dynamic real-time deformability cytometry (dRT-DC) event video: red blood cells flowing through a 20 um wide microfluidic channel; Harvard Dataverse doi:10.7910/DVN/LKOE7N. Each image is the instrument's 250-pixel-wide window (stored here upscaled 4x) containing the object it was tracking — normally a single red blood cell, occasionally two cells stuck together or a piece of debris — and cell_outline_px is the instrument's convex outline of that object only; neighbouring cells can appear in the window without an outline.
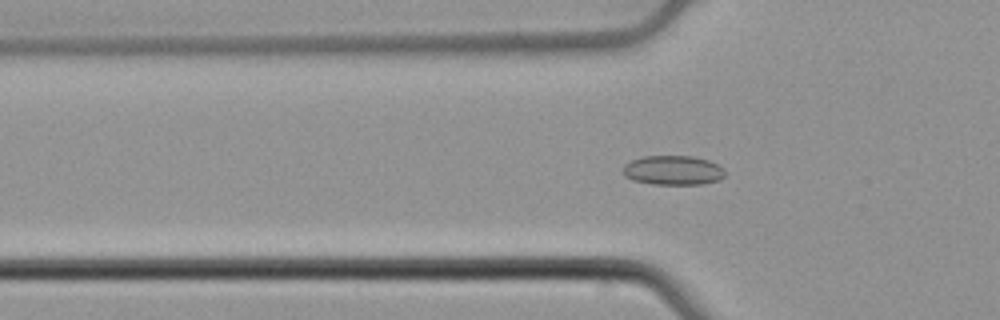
{"species": "common noctule bat (a hibernating species)", "species_latin": "Nyctalus noctula", "temperature_condition": "cold", "stored_images_in_passage": 22, "camera_frame_rate_fps": 3000, "um_per_image_px": 0.085, "animal": {"sex": "male", "body_mass_g": 21.5, "forearm_length_mm": 52.0}, "frame": {"image": 1, "passage_image": 18, "time_ms": 5.667, "image_size_px": [1000, 320], "cell_outline_px": [[724, 176], [720, 180], [704, 184], [652, 184], [632, 180], [624, 176], [624, 164], [632, 160], [644, 156], [692, 156], [708, 160], [724, 168]], "centroid_in_image_um": [57.22, 14.48], "position_along_channel_um": 68.6, "area_um2": 17.51}}
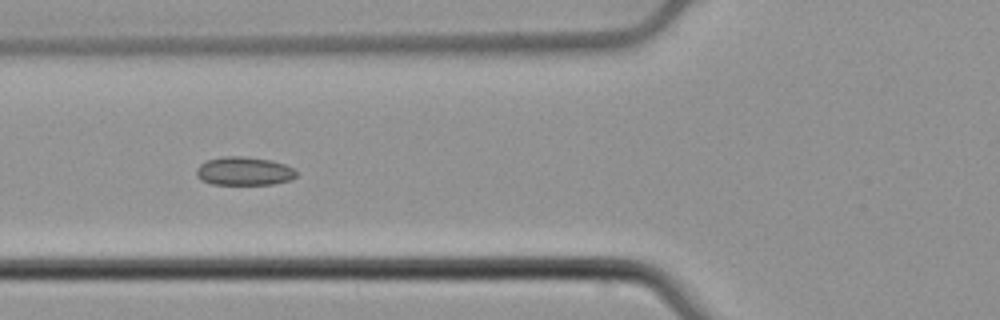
{"frame": {"image": 2, "passage_image": 21, "time_ms": 6.667, "image_size_px": [1000, 320], "cell_outline_px": [[296, 176], [292, 180], [272, 184], [212, 184], [200, 180], [196, 176], [196, 168], [200, 164], [208, 160], [224, 156], [244, 156], [272, 160], [284, 164], [292, 168], [296, 172]], "centroid_in_image_um": [20.73, 14.54], "position_along_channel_um": 105.1, "area_um2": 16.65}}